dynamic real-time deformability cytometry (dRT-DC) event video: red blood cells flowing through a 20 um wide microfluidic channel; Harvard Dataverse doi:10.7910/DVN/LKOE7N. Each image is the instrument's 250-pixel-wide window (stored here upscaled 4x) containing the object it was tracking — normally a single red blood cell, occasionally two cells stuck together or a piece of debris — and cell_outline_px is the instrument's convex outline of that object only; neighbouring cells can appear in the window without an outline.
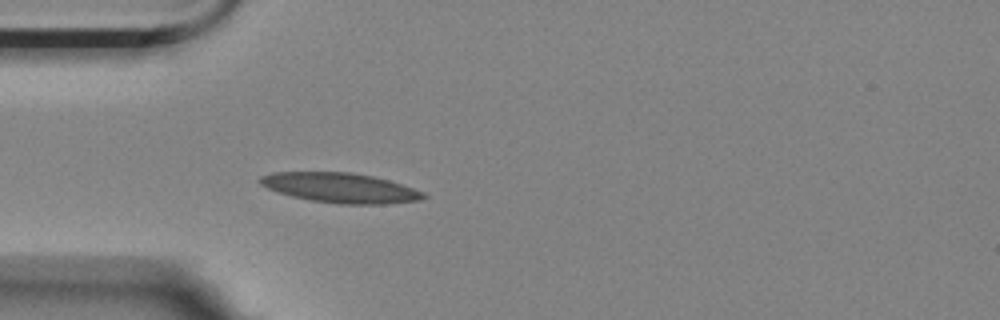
{"species": "Egyptian fruit bat (a non-hibernating species)", "species_latin": "Rousettus aegyptiacus", "temperature_condition": "room temperature", "stored_images_in_passage": 5, "camera_frame_rate_fps": 3000, "um_per_image_px": 0.085, "animal": {"sex": "female"}, "frame": {"image": 1, "passage_image": 5, "time_ms": 1.333, "image_size_px": [1000, 320], "cell_outline_px": [[428, 196], [420, 200], [384, 204], [340, 204], [312, 200], [292, 196], [268, 188], [260, 184], [256, 180], [260, 176], [276, 172], [352, 172], [372, 176], [388, 180], [424, 192]], "centroid_in_image_um": [28.92, 15.96], "position_along_channel_um": 56.1, "area_um2": 28.21}}